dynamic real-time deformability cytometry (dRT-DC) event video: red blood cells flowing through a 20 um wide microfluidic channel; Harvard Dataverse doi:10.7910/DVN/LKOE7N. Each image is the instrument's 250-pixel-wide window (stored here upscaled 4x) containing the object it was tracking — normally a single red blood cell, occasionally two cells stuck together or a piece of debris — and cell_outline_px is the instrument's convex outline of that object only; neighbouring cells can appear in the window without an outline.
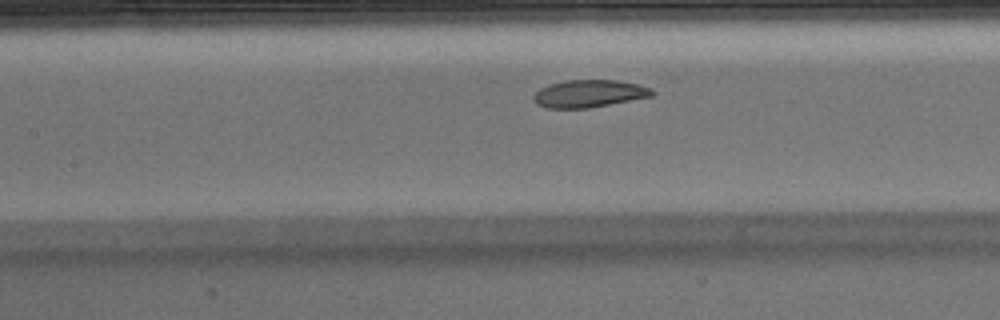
{"species": "Egyptian fruit bat (a non-hibernating species)", "species_latin": "Rousettus aegyptiacus", "temperature_condition": "warm", "stored_images_in_passage": 42, "camera_frame_rate_fps": 3000, "um_per_image_px": 0.085, "animal": {"sex": "male"}, "frame": {"image": 1, "passage_image": 13, "time_ms": 4.0, "image_size_px": [1000, 320], "cell_outline_px": [[656, 92], [652, 96], [588, 108], [544, 108], [536, 104], [532, 100], [532, 96], [540, 88], [548, 84], [564, 80], [616, 80], [636, 84], [652, 88]], "centroid_in_image_um": [50.02, 7.95], "position_along_channel_um": 157.4, "area_um2": 19.07}, "authors_computed_cell_mechanics": {"area_um2": 20.5768, "velocity_mm_per_s": 3.8771, "shape_relaxation_time_tau1_ms": 3.0759, "shape_relaxation_time_tau2_ms": 2.7246, "deformation_change_tau1": 0.1291, "deformation_change_tau2": 0.0845}}